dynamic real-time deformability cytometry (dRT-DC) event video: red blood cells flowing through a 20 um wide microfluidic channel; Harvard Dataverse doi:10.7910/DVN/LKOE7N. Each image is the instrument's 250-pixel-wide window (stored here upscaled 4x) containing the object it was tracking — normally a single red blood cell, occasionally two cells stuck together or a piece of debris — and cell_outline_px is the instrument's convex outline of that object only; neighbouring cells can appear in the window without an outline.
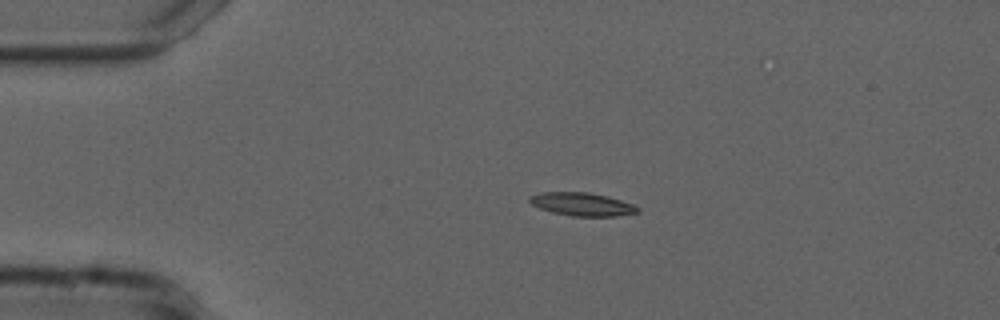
{"species": "common noctule bat (a hibernating species)", "species_latin": "Nyctalus noctula", "temperature_condition": "cold", "stored_images_in_passage": 44, "camera_frame_rate_fps": 3000, "um_per_image_px": 0.085, "animal": {"sex": "male", "forearm_length_mm": 52.5}, "frame": {"image": 1, "passage_image": 1, "time_ms": 0.0, "image_size_px": [1000, 320], "cell_outline_px": [[640, 212], [616, 216], [572, 216], [552, 212], [540, 208], [532, 204], [528, 200], [528, 196], [540, 192], [588, 192], [608, 196], [632, 204], [640, 208]], "centroid_in_image_um": [49.46, 17.35], "position_along_channel_um": 35.5, "area_um2": 14.62}}
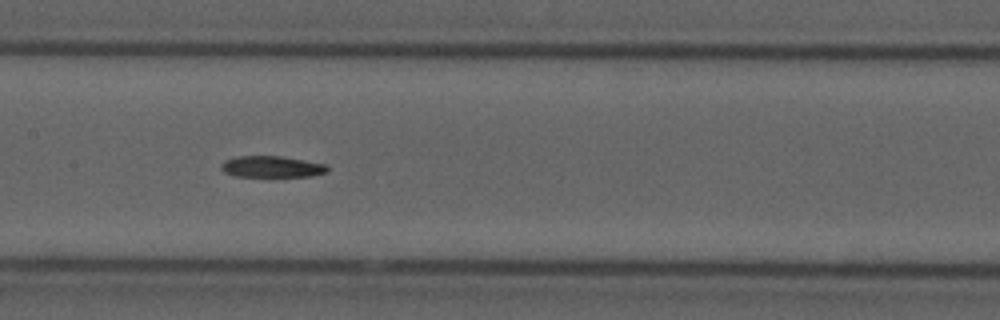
{"frame": {"image": 2, "passage_image": 16, "time_ms": 5.0, "image_size_px": [1000, 320], "cell_outline_px": [[328, 172], [312, 176], [236, 176], [224, 172], [220, 168], [220, 164], [224, 160], [236, 156], [280, 156], [324, 164], [328, 168]], "centroid_in_image_um": [23.05, 14.17], "position_along_channel_um": 184.4, "area_um2": 13.12}}
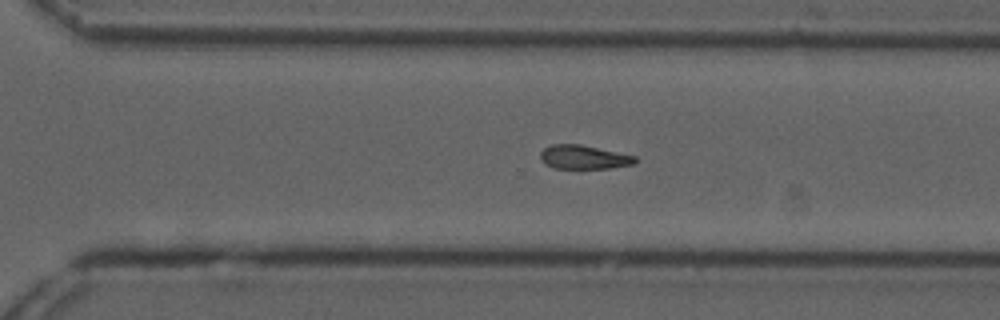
{"frame": {"image": 3, "passage_image": 27, "time_ms": 8.667, "image_size_px": [1000, 320], "cell_outline_px": [[636, 160], [632, 164], [608, 168], [552, 168], [544, 164], [540, 160], [540, 152], [544, 148], [552, 144], [580, 144], [636, 156]], "centroid_in_image_um": [49.55, 13.35], "position_along_channel_um": 321.0, "area_um2": 13.12}}